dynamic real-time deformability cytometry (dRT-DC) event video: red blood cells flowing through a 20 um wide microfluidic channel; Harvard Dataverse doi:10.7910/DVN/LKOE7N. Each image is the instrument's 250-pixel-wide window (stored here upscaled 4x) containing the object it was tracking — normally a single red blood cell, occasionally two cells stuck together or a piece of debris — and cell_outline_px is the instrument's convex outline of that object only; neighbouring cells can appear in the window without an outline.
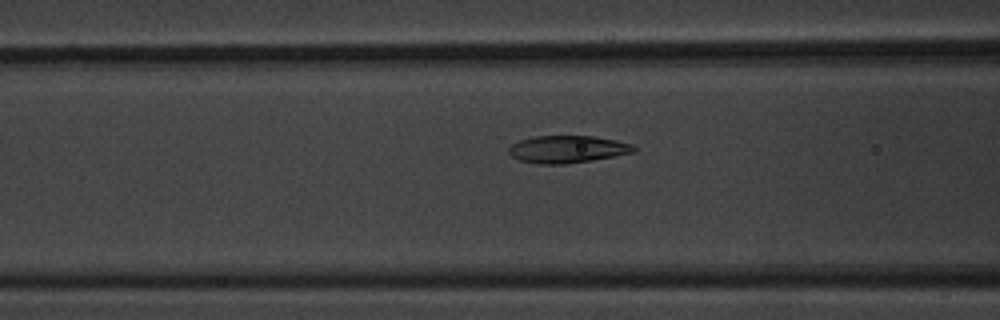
{"species": "common noctule bat (a hibernating species)", "species_latin": "Nyctalus noctula", "temperature_condition": "warm", "stored_images_in_passage": 42, "camera_frame_rate_fps": 3000, "um_per_image_px": 0.085, "animal": {"sex": "male", "body_mass_g": 20.1, "forearm_length_mm": 53.5}, "frame": {"image": 1, "passage_image": 16, "time_ms": 5.0, "image_size_px": [1000, 320], "cell_outline_px": [[636, 152], [592, 160], [564, 164], [540, 164], [520, 160], [512, 156], [508, 152], [508, 148], [512, 144], [520, 140], [536, 136], [592, 136], [616, 140], [632, 144], [636, 148]], "centroid_in_image_um": [48.24, 12.68], "position_along_channel_um": 118.4, "area_um2": 19.83}}
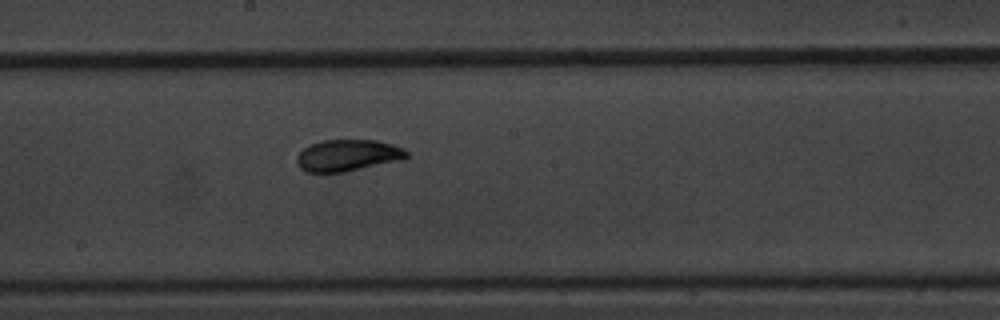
{"frame": {"image": 2, "passage_image": 25, "time_ms": 8.0, "image_size_px": [1000, 320], "cell_outline_px": [[408, 156], [404, 160], [344, 172], [304, 172], [296, 164], [296, 156], [308, 144], [320, 140], [376, 140], [392, 144], [404, 148], [408, 152]], "centroid_in_image_um": [29.55, 13.21], "position_along_channel_um": 218.6, "area_um2": 20.58}}
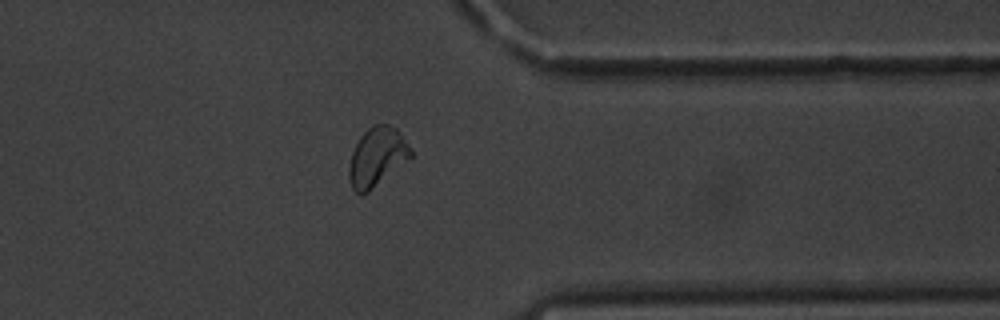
{"frame": {"image": 3, "passage_image": 40, "time_ms": 13.0, "image_size_px": [1000, 320], "cell_outline_px": [[412, 156], [368, 192], [360, 196], [352, 188], [348, 176], [348, 168], [352, 152], [360, 136], [372, 124], [388, 124], [396, 128], [400, 132], [412, 148]], "centroid_in_image_um": [32.03, 13.32], "position_along_channel_um": 379.4, "area_um2": 21.15}}